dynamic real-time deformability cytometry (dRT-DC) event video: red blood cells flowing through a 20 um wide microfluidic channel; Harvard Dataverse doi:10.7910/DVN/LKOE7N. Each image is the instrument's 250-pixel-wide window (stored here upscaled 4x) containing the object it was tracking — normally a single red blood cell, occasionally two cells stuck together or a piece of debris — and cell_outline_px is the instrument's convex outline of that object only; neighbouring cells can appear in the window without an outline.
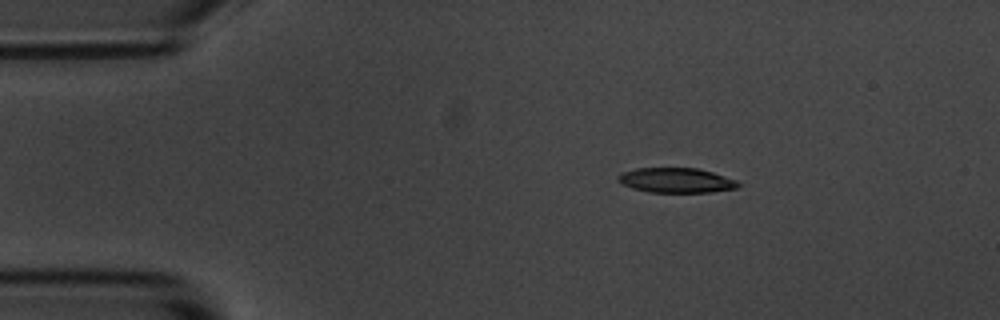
{"species": "common noctule bat (a hibernating species)", "species_latin": "Nyctalus noctula", "temperature_condition": "room temperature", "stored_images_in_passage": 9, "camera_frame_rate_fps": 3000, "um_per_image_px": 0.085, "animal": {"sex": "male", "body_mass_g": 20.1, "forearm_length_mm": 53.5}, "frame": {"image": 1, "passage_image": 1, "time_ms": 0.0, "image_size_px": [1000, 320], "cell_outline_px": [[740, 184], [736, 188], [712, 192], [648, 192], [632, 188], [624, 184], [616, 176], [624, 172], [636, 168], [696, 168], [712, 172], [736, 180]], "centroid_in_image_um": [57.49, 15.33], "position_along_channel_um": 27.5, "area_um2": 17.17}}
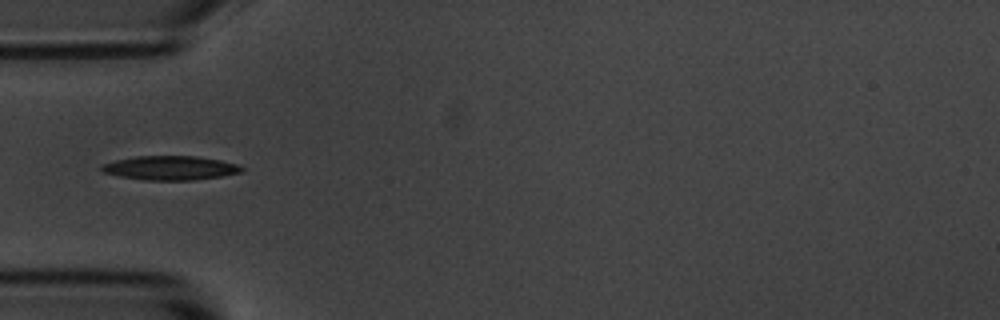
{"frame": {"image": 2, "passage_image": 3, "time_ms": 2.667, "image_size_px": [1000, 320], "cell_outline_px": [[244, 172], [196, 180], [144, 180], [120, 176], [104, 172], [100, 168], [100, 164], [116, 160], [136, 156], [196, 156], [220, 160], [236, 164], [244, 168]], "centroid_in_image_um": [14.48, 14.27], "position_along_channel_um": 70.5, "area_um2": 19.65}}
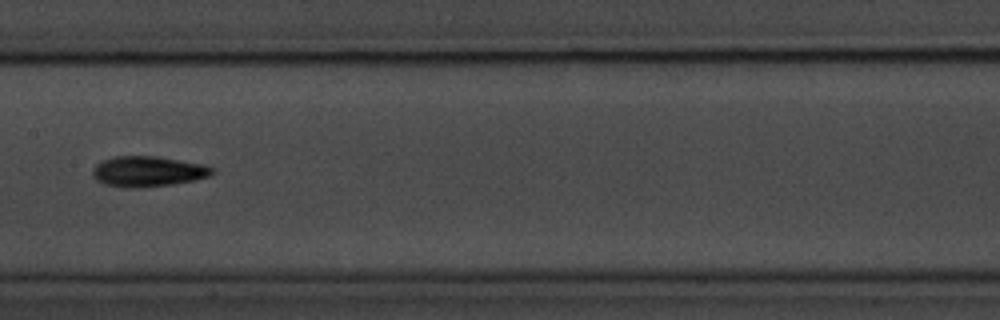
{"frame": {"image": 3, "passage_image": 6, "time_ms": 6.0, "image_size_px": [1000, 320], "cell_outline_px": [[216, 172], [212, 176], [196, 180], [172, 184], [136, 188], [104, 184], [96, 180], [92, 176], [92, 168], [96, 164], [112, 156], [156, 156], [204, 164], [216, 168]], "centroid_in_image_um": [12.62, 14.56], "position_along_channel_um": 194.8, "area_um2": 21.44}}